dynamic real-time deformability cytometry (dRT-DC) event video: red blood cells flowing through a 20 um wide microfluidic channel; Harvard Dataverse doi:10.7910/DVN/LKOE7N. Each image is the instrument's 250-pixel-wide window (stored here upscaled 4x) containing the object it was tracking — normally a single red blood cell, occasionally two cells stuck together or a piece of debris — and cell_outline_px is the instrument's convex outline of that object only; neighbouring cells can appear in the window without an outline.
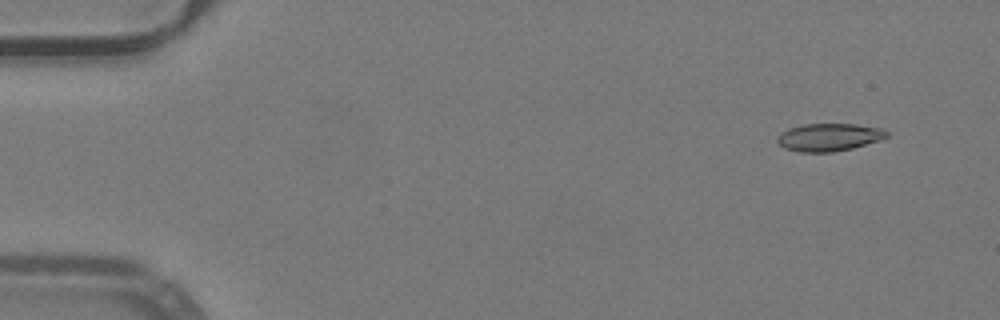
{"species": "common noctule bat (a hibernating species)", "species_latin": "Nyctalus noctula", "temperature_condition": "warm", "stored_images_in_passage": 40, "camera_frame_rate_fps": 3000, "um_per_image_px": 0.085, "animal": {"sex": "male", "body_mass_g": 19.2, "forearm_length_mm": 51.8}, "frame": {"image": 1, "passage_image": 1, "time_ms": 0.0, "image_size_px": [1000, 320], "cell_outline_px": [[888, 136], [880, 140], [852, 148], [832, 152], [800, 152], [784, 148], [776, 140], [776, 136], [780, 132], [788, 128], [804, 124], [856, 124], [880, 128], [888, 132]], "centroid_in_image_um": [70.43, 11.66], "position_along_channel_um": 14.6, "area_um2": 17.69}}
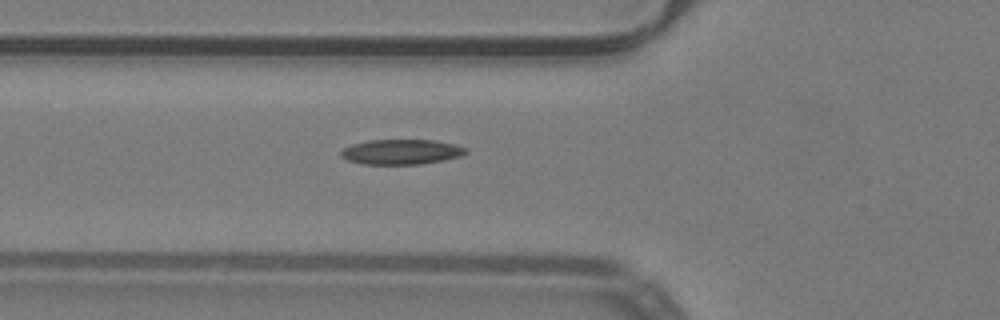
{"frame": {"image": 2, "passage_image": 16, "time_ms": 5.0, "image_size_px": [1000, 320], "cell_outline_px": [[468, 152], [460, 156], [444, 160], [420, 164], [360, 164], [348, 160], [340, 156], [340, 152], [344, 148], [352, 144], [368, 140], [436, 140], [468, 148]], "centroid_in_image_um": [34.1, 12.91], "position_along_channel_um": 91.7, "area_um2": 18.26}}
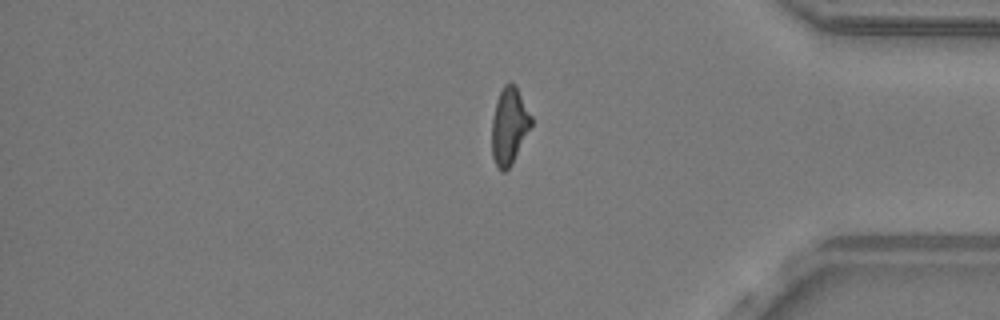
{"frame": {"image": 3, "passage_image": 40, "time_ms": 13.0, "image_size_px": [1000, 320], "cell_outline_px": [[532, 124], [512, 164], [504, 172], [500, 172], [496, 168], [492, 156], [492, 120], [496, 100], [504, 84], [516, 84], [532, 116]], "centroid_in_image_um": [43.28, 10.72], "position_along_channel_um": 391.9, "area_um2": 17.74}, "authors_computed_cell_mechanics": {"area_um2": 18.1203, "velocity_mm_per_s": 4.0209, "shape_relaxation_time_tau1_ms": 9.2747, "shape_relaxation_time_tau2_ms": 2.6646, "deformation_change_tau1": 0.2424, "deformation_change_tau2": 0.1042}}